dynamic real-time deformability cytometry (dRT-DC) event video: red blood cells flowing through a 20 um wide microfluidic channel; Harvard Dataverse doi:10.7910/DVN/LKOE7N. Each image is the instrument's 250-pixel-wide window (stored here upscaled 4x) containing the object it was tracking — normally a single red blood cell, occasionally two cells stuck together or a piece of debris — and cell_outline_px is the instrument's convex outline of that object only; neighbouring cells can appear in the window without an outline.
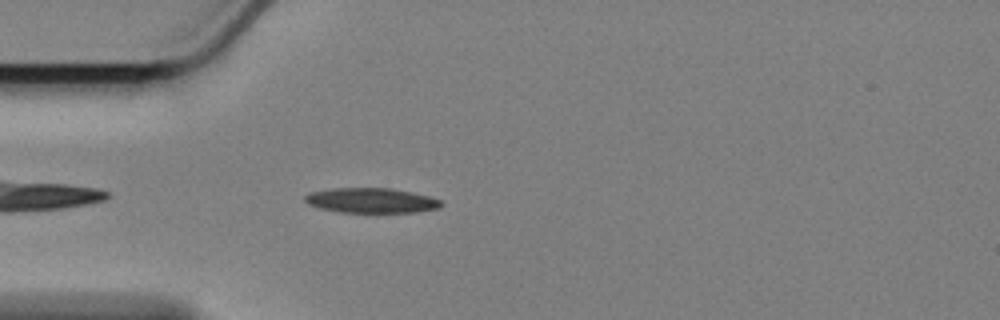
{"species": "Egyptian fruit bat (a non-hibernating species)", "species_latin": "Rousettus aegyptiacus", "temperature_condition": "cold", "stored_images_in_passage": 46, "camera_frame_rate_fps": 3000, "um_per_image_px": 0.085, "animal": {"sex": "female"}, "frame": {"image": 1, "passage_image": 4, "time_ms": 1.0, "image_size_px": [1000, 320], "cell_outline_px": [[444, 204], [440, 208], [416, 212], [376, 216], [340, 212], [320, 208], [308, 204], [304, 200], [304, 196], [308, 192], [332, 188], [392, 188], [412, 192], [428, 196], [440, 200]], "centroid_in_image_um": [31.58, 17.09], "position_along_channel_um": 53.4, "area_um2": 20.98}}
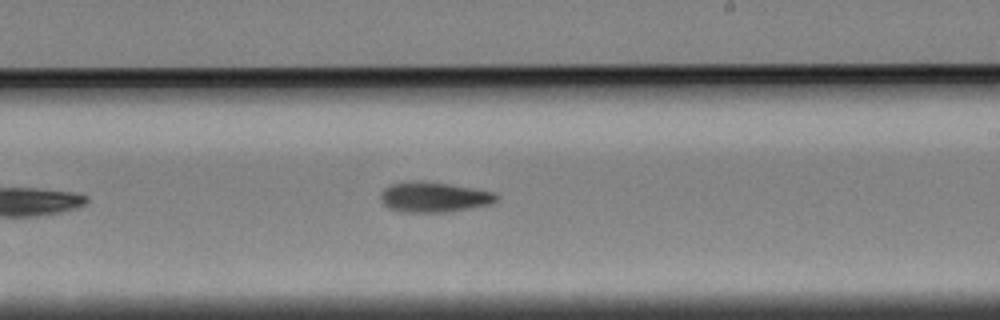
{"frame": {"image": 2, "passage_image": 22, "time_ms": 7.0, "image_size_px": [1000, 320], "cell_outline_px": [[500, 196], [492, 204], [444, 212], [400, 212], [388, 208], [380, 200], [380, 196], [384, 188], [392, 184], [408, 180], [424, 180], [496, 192]], "centroid_in_image_um": [36.86, 16.74], "position_along_channel_um": 252.1, "area_um2": 20.58}}
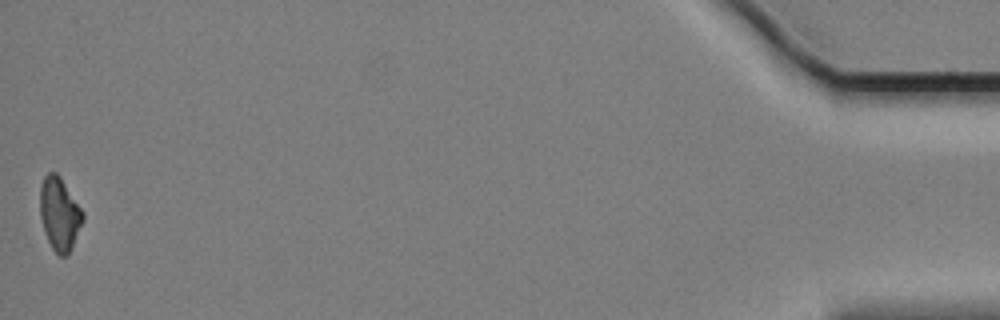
{"frame": {"image": 3, "passage_image": 46, "time_ms": 15.0, "image_size_px": [1000, 320], "cell_outline_px": [[84, 220], [72, 248], [68, 256], [60, 256], [52, 248], [48, 240], [40, 216], [40, 188], [44, 176], [48, 172], [56, 172], [60, 176], [84, 212]], "centroid_in_image_um": [5.08, 18.18], "position_along_channel_um": 430.1, "area_um2": 18.26}, "authors_computed_cell_mechanics": {"area_um2": 19.7387, "velocity_mm_per_s": 3.4052, "shape_relaxation_time_tau1_ms": 6.2262, "shape_relaxation_time_tau2_ms": 10.5982, "deformation_change_tau1": 0.1381, "deformation_change_tau2": 0.1746}}